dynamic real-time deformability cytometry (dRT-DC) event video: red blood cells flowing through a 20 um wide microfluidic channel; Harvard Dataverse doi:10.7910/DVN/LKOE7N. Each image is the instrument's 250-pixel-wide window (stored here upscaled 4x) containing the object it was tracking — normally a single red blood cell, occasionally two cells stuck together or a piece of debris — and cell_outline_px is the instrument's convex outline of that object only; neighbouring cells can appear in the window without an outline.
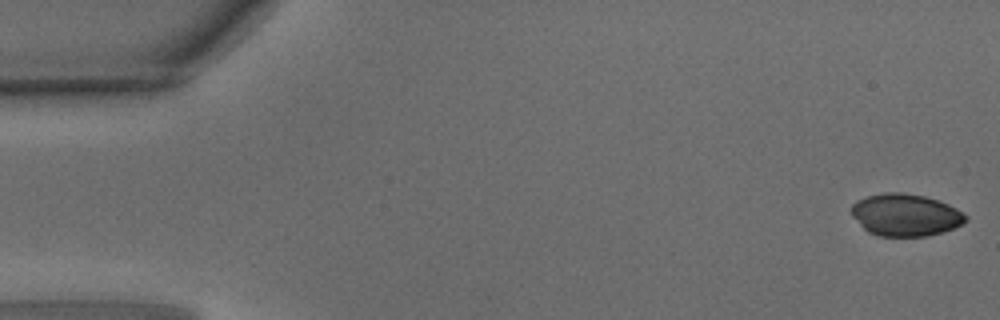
{"species": "common noctule bat (a hibernating species)", "species_latin": "Nyctalus noctula", "temperature_condition": "warm", "stored_images_in_passage": 48, "camera_frame_rate_fps": 3000, "um_per_image_px": 0.085, "animal": {"sex": "male", "body_mass_g": 15.6}, "frame": {"image": 1, "passage_image": 1, "time_ms": 0.0, "image_size_px": [1000, 320], "cell_outline_px": [[968, 220], [964, 224], [944, 232], [928, 236], [876, 236], [868, 232], [852, 216], [852, 204], [856, 200], [868, 196], [884, 192], [900, 192], [924, 196], [948, 204], [964, 212], [968, 216]], "centroid_in_image_um": [76.99, 18.28], "position_along_channel_um": 8.0, "area_um2": 28.32}}
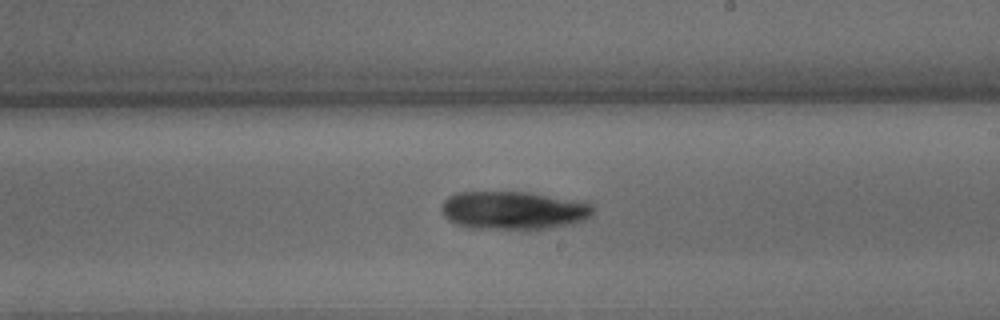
{"frame": {"image": 2, "passage_image": 28, "time_ms": 9.0, "image_size_px": [1000, 320], "cell_outline_px": [[596, 208], [592, 216], [584, 220], [572, 224], [548, 228], [468, 228], [456, 224], [448, 220], [444, 216], [440, 208], [444, 200], [448, 196], [456, 192], [524, 192], [592, 204]], "centroid_in_image_um": [43.6, 17.88], "position_along_channel_um": 245.4, "area_um2": 33.41}}
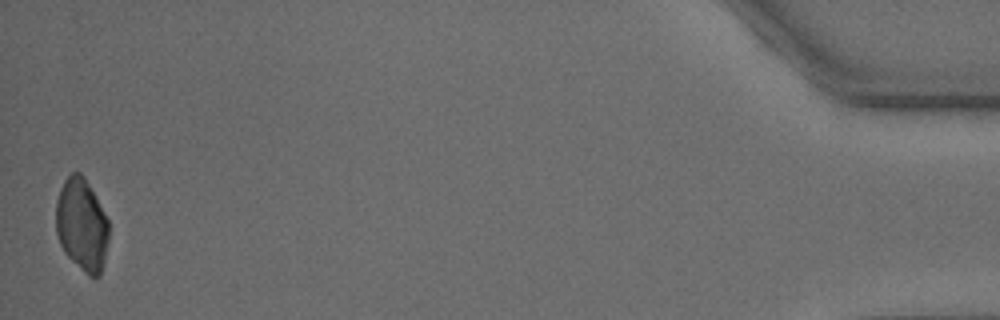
{"frame": {"image": 3, "passage_image": 48, "time_ms": 15.667, "image_size_px": [1000, 320], "cell_outline_px": [[108, 240], [104, 260], [100, 276], [88, 276], [64, 252], [60, 244], [56, 232], [56, 200], [60, 188], [64, 180], [72, 172], [80, 172], [84, 176], [108, 220]], "centroid_in_image_um": [6.93, 19.1], "position_along_channel_um": 428.3, "area_um2": 28.32}}